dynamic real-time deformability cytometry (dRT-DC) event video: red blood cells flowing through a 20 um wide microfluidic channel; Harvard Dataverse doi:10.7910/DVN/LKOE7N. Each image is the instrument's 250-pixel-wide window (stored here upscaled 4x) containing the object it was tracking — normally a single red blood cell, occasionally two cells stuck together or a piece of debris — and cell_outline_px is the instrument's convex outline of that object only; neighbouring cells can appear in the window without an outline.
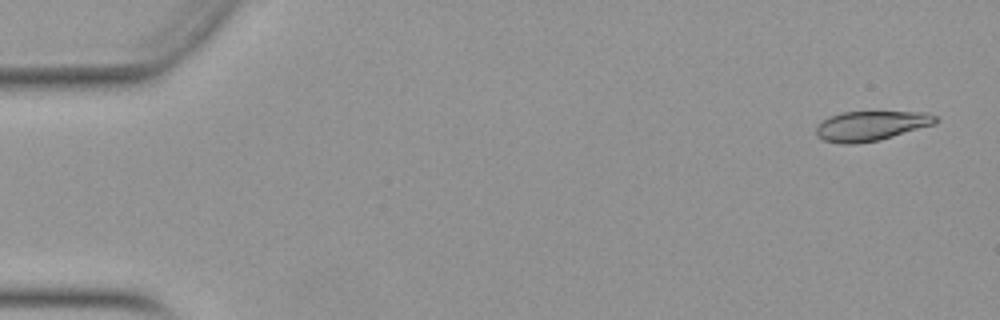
{"species": "Egyptian fruit bat (a non-hibernating species)", "species_latin": "Rousettus aegyptiacus", "temperature_condition": "warm", "stored_images_in_passage": 51, "camera_frame_rate_fps": 3000, "um_per_image_px": 0.085, "animal": {"sex": "female"}, "frame": {"image": 1, "passage_image": 2, "time_ms": 0.333, "image_size_px": [1000, 320], "cell_outline_px": [[940, 120], [936, 124], [880, 140], [856, 144], [840, 144], [824, 140], [816, 136], [816, 128], [828, 116], [840, 112], [928, 112], [936, 116]], "centroid_in_image_um": [74.06, 10.7], "position_along_channel_um": 10.9, "area_um2": 20.92}}
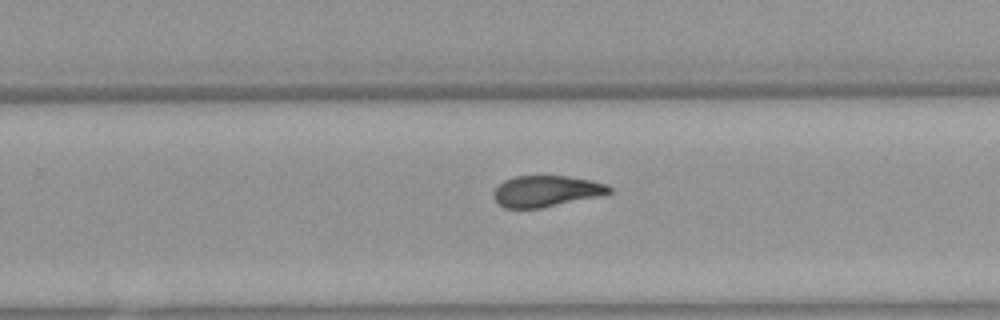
{"frame": {"image": 2, "passage_image": 33, "time_ms": 10.667, "image_size_px": [1000, 320], "cell_outline_px": [[612, 192], [604, 196], [544, 208], [504, 208], [492, 196], [492, 192], [504, 180], [516, 176], [568, 176], [592, 180], [608, 184], [612, 188]], "centroid_in_image_um": [46.5, 16.26], "position_along_channel_um": 283.3, "area_um2": 21.44}}
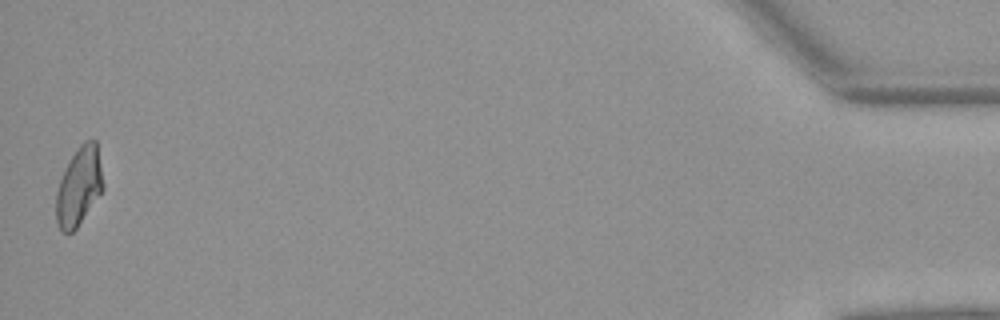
{"frame": {"image": 3, "passage_image": 51, "time_ms": 16.667, "image_size_px": [1000, 320], "cell_outline_px": [[104, 188], [76, 228], [72, 232], [60, 232], [56, 224], [56, 192], [64, 168], [80, 144], [84, 140], [96, 140], [104, 184]], "centroid_in_image_um": [6.7, 15.85], "position_along_channel_um": 428.5, "area_um2": 21.39}, "authors_computed_cell_mechanics": {"area_um2": 21.9062, "velocity_mm_per_s": 3.9533, "shape_relaxation_time_tau1_ms": 10.4566, "shape_relaxation_time_tau2_ms": 2.6673, "deformation_change_tau1": 0.2557, "deformation_change_tau2": 0.0797}}